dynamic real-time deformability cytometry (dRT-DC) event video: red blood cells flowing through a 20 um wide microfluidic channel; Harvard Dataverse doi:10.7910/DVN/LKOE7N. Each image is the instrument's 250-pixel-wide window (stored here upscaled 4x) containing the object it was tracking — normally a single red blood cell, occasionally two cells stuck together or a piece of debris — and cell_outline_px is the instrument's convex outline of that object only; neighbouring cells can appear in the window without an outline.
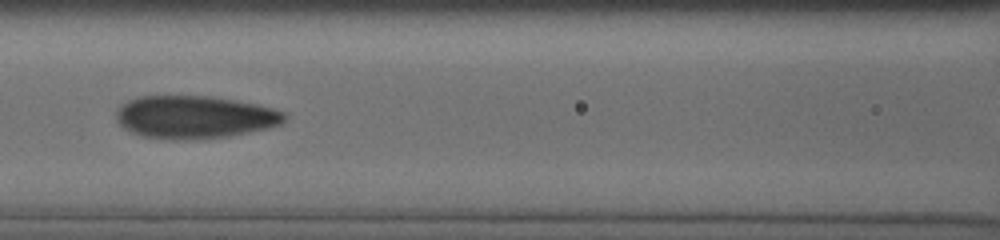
{"species": "human", "species_latin": "Homo sapiens", "temperature_condition": "cold", "stored_images_in_passage": 8, "camera_frame_rate_fps": 3000, "um_per_image_px": 0.085, "donor": {"sex": "male"}, "frame": {"image": 1, "passage_image": 8, "time_ms": 7.667, "image_size_px": [1000, 240], "cell_outline_px": [[288, 116], [280, 124], [268, 128], [228, 136], [192, 140], [168, 140], [144, 136], [132, 132], [124, 128], [116, 120], [116, 112], [128, 100], [140, 96], [208, 96], [256, 104], [272, 108], [284, 112]], "centroid_in_image_um": [16.53, 9.96], "position_along_channel_um": 150.1, "area_um2": 41.79}}